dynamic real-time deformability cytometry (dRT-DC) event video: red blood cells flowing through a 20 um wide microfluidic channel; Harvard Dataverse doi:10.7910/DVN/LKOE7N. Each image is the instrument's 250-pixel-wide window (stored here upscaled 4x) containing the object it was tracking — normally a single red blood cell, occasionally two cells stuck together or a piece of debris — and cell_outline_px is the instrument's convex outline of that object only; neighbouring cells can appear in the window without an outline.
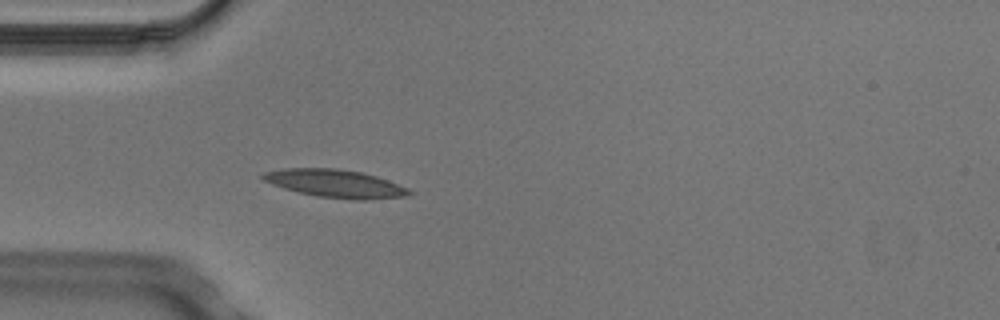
{"species": "Egyptian fruit bat (a non-hibernating species)", "species_latin": "Rousettus aegyptiacus", "temperature_condition": "cold", "stored_images_in_passage": 3, "camera_frame_rate_fps": 3000, "um_per_image_px": 0.085, "animal": {"sex": "male"}, "frame": {"image": 1, "passage_image": 3, "time_ms": 0.667, "image_size_px": [1000, 320], "cell_outline_px": [[416, 192], [408, 196], [368, 200], [352, 200], [316, 196], [284, 188], [272, 184], [264, 180], [260, 176], [264, 172], [284, 168], [336, 168], [360, 172], [376, 176], [388, 180], [408, 188]], "centroid_in_image_um": [28.55, 15.61], "position_along_channel_um": 56.4, "area_um2": 23.93}}